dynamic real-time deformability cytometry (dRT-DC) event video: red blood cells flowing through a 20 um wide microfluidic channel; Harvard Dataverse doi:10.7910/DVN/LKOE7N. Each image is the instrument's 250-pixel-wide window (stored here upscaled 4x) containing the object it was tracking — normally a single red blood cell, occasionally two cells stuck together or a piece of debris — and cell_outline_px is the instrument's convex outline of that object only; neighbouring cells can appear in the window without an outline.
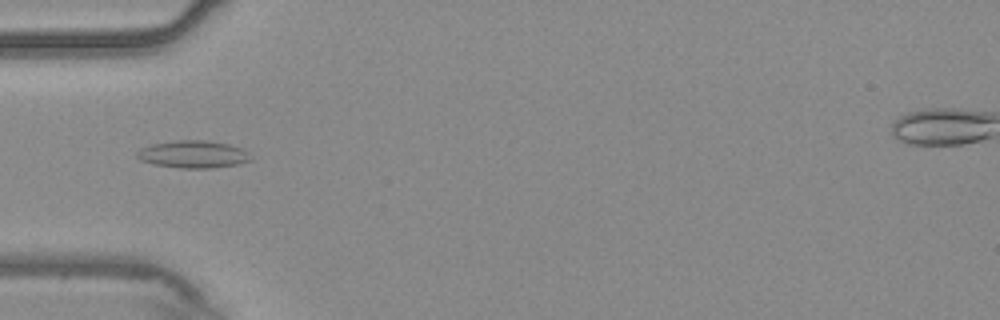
{"species": "common noctule bat (a hibernating species)", "species_latin": "Nyctalus noctula", "temperature_condition": "warm", "stored_images_in_passage": 54, "camera_frame_rate_fps": 3000, "um_per_image_px": 0.085, "animal": {"sex": "male", "body_mass_g": 20.4}, "frame": {"image": 1, "passage_image": 18, "time_ms": 5.667, "image_size_px": [1000, 320], "cell_outline_px": [[252, 160], [240, 164], [212, 168], [180, 168], [152, 164], [140, 160], [136, 156], [136, 152], [140, 148], [152, 144], [176, 140], [208, 140], [228, 144], [240, 148], [248, 152], [252, 156]], "centroid_in_image_um": [16.42, 13.12], "position_along_channel_um": 68.6, "area_um2": 18.38}}
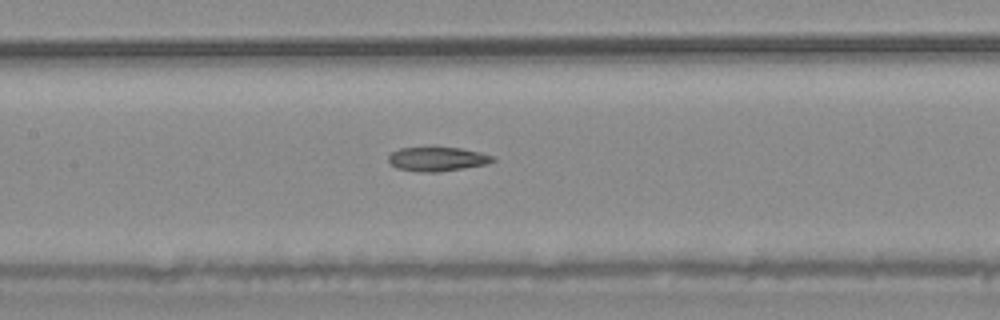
{"frame": {"image": 2, "passage_image": 26, "time_ms": 8.333, "image_size_px": [1000, 320], "cell_outline_px": [[496, 160], [488, 164], [440, 172], [416, 172], [396, 168], [388, 160], [388, 156], [392, 152], [400, 148], [432, 144], [460, 148], [480, 152], [496, 156]], "centroid_in_image_um": [37.17, 13.47], "position_along_channel_um": 170.2, "area_um2": 15.61}}
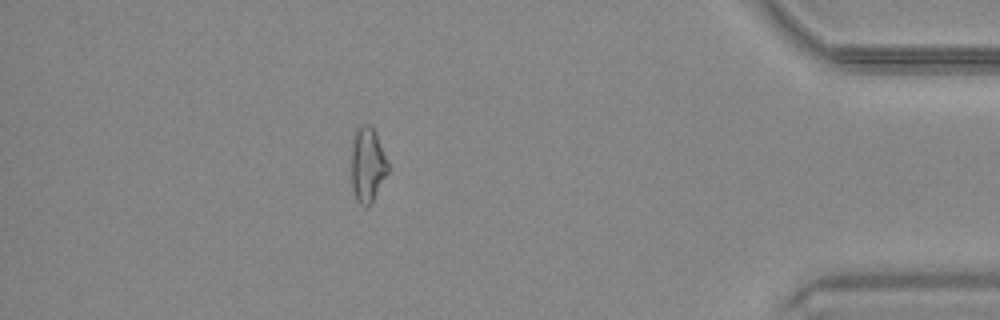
{"frame": {"image": 3, "passage_image": 48, "time_ms": 15.667, "image_size_px": [1000, 320], "cell_outline_px": [[388, 172], [372, 204], [368, 208], [364, 208], [356, 200], [352, 192], [352, 140], [356, 128], [360, 124], [368, 124], [376, 132], [388, 160]], "centroid_in_image_um": [31.24, 14.03], "position_along_channel_um": 404.0, "area_um2": 16.42}, "authors_computed_cell_mechanics": {"area_um2": 16.1551, "velocity_mm_per_s": 3.7878, "shape_relaxation_time_tau1_ms": null, "shape_relaxation_time_tau2_ms": 11.0015, "deformation_change_tau1": null, "deformation_change_tau2": 0.1802}}